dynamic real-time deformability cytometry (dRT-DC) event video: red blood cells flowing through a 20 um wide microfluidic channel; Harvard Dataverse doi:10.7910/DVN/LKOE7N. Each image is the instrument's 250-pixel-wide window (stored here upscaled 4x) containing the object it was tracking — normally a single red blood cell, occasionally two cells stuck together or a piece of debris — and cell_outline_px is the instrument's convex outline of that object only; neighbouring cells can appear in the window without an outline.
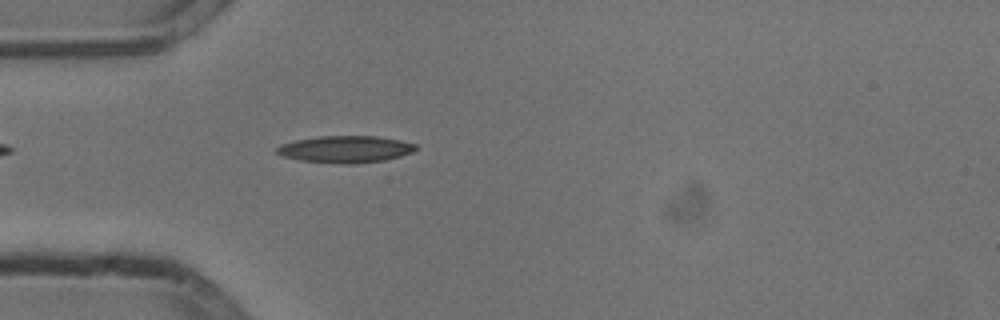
{"species": "common noctule bat (a hibernating species)", "species_latin": "Nyctalus noctula", "temperature_condition": "cold", "stored_images_in_passage": 43, "camera_frame_rate_fps": 3000, "um_per_image_px": 0.085, "animal": {"sex": "male", "body_mass_g": 13.3}, "frame": {"image": 1, "passage_image": 5, "time_ms": 1.333, "image_size_px": [1000, 320], "cell_outline_px": [[416, 148], [412, 152], [400, 156], [384, 160], [356, 164], [336, 164], [300, 160], [284, 156], [276, 152], [276, 148], [280, 144], [296, 140], [316, 136], [376, 136], [400, 140], [416, 144]], "centroid_in_image_um": [29.35, 12.68], "position_along_channel_um": 55.7, "area_um2": 21.85}}
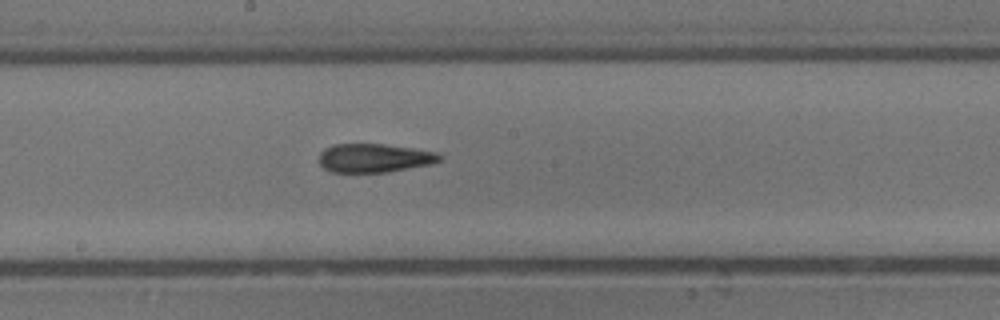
{"frame": {"image": 2, "passage_image": 18, "time_ms": 5.667, "image_size_px": [1000, 320], "cell_outline_px": [[440, 160], [432, 164], [388, 172], [332, 172], [324, 168], [320, 164], [320, 152], [324, 148], [332, 144], [384, 144], [412, 148], [436, 152], [440, 156]], "centroid_in_image_um": [31.79, 13.43], "position_along_channel_um": 216.4, "area_um2": 20.11}}
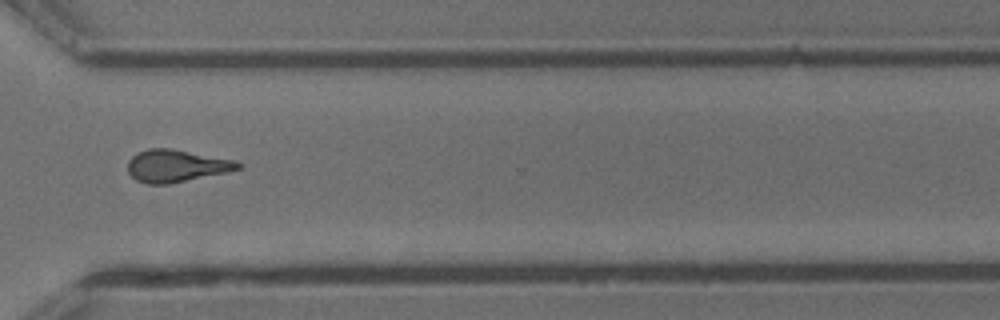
{"frame": {"image": 3, "passage_image": 29, "time_ms": 9.333, "image_size_px": [1000, 320], "cell_outline_px": [[240, 168], [224, 172], [168, 184], [148, 184], [136, 180], [128, 172], [128, 160], [132, 156], [148, 148], [172, 148], [236, 160], [240, 164]], "centroid_in_image_um": [14.94, 14.08], "position_along_channel_um": 355.7, "area_um2": 20.52}, "authors_computed_cell_mechanics": {"area_um2": 20.3456, "velocity_mm_per_s": 3.801, "shape_relaxation_time_tau1_ms": 5.5055, "shape_relaxation_time_tau2_ms": 3.1918, "deformation_change_tau1": 0.1819, "deformation_change_tau2": 0.1327}}